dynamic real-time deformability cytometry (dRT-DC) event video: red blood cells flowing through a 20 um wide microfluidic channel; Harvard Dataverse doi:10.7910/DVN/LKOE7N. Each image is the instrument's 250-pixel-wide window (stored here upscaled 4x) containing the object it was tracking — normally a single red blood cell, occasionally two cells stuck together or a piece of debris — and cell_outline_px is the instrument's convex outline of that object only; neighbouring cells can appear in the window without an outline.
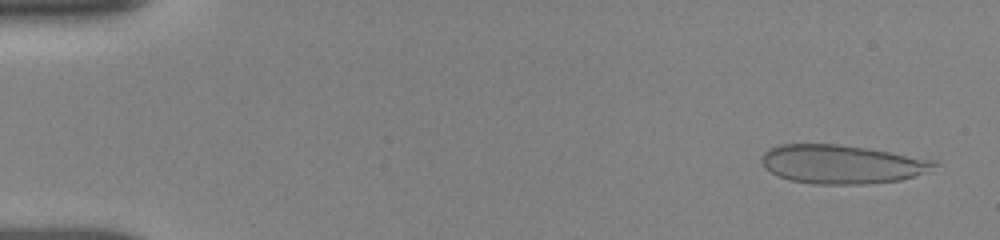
{"species": "human", "species_latin": "Homo sapiens", "temperature_condition": "room temperature", "stored_images_in_passage": 51, "camera_frame_rate_fps": 3000, "um_per_image_px": 0.085, "donor": {"sex": "female"}, "frame": {"image": 1, "passage_image": 2, "time_ms": 0.333, "image_size_px": [1000, 240], "cell_outline_px": [[940, 164], [924, 172], [900, 180], [864, 184], [812, 184], [788, 180], [776, 176], [764, 168], [760, 160], [764, 152], [780, 144], [840, 144], [936, 160]], "centroid_in_image_um": [71.49, 13.96], "position_along_channel_um": 13.5, "area_um2": 38.9}}
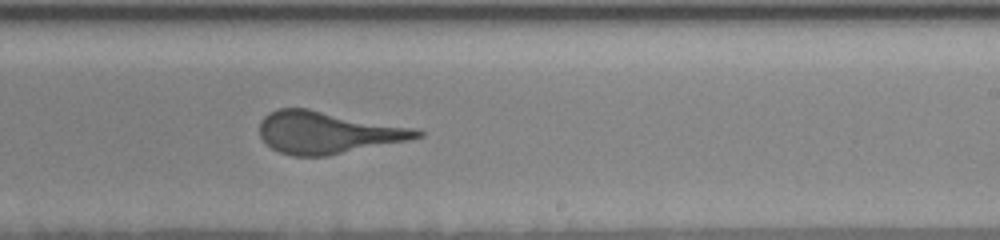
{"frame": {"image": 2, "passage_image": 32, "time_ms": 10.0, "image_size_px": [1000, 240], "cell_outline_px": [[424, 136], [408, 140], [328, 156], [292, 156], [280, 152], [272, 148], [260, 136], [260, 120], [268, 112], [276, 108], [308, 108], [420, 128], [424, 132]], "centroid_in_image_um": [27.89, 11.24], "position_along_channel_um": 261.1, "area_um2": 39.13}}
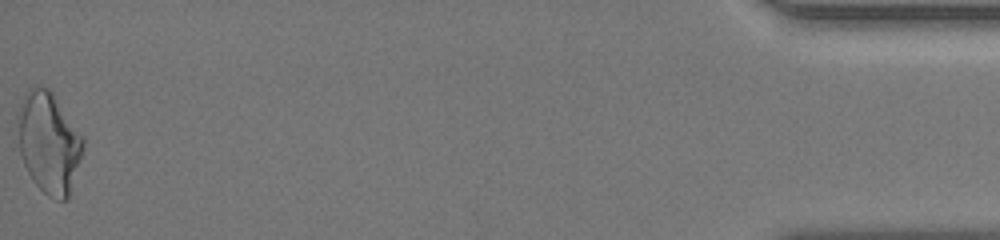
{"frame": {"image": 3, "passage_image": 51, "time_ms": 16.667, "image_size_px": [1000, 240], "cell_outline_px": [[84, 144], [68, 196], [64, 200], [56, 200], [48, 196], [32, 180], [24, 164], [20, 152], [16, 120], [16, 112], [28, 88], [48, 88], [52, 92], [84, 136]], "centroid_in_image_um": [4.12, 12.09], "position_along_channel_um": 431.1, "area_um2": 38.21}}